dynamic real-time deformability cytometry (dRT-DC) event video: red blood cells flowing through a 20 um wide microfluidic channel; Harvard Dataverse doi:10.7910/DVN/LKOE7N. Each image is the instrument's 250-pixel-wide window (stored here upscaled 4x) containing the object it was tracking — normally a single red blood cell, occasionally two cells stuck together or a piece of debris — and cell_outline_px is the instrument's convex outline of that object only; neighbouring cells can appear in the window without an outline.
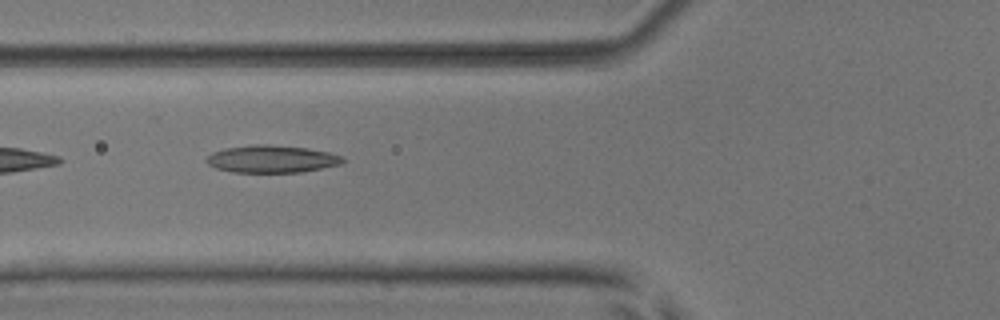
{"species": "common noctule bat (a hibernating species)", "species_latin": "Nyctalus noctula", "temperature_condition": "room temperature", "stored_images_in_passage": 8, "camera_frame_rate_fps": 3000, "um_per_image_px": 0.085, "animal": {"sex": "male", "body_mass_g": 17.9, "forearm_length_mm": 54.2}, "frame": {"image": 1, "passage_image": 5, "time_ms": 5.667, "image_size_px": [1000, 320], "cell_outline_px": [[344, 160], [340, 164], [300, 172], [232, 172], [216, 168], [208, 164], [204, 160], [212, 152], [224, 148], [252, 144], [264, 144], [308, 148], [328, 152], [344, 156]], "centroid_in_image_um": [23.06, 13.5], "position_along_channel_um": 102.7, "area_um2": 21.73}}
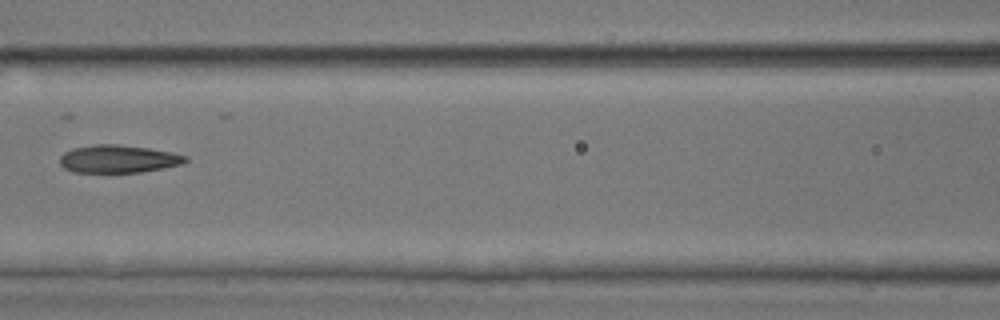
{"frame": {"image": 2, "passage_image": 6, "time_ms": 7.0, "image_size_px": [1000, 320], "cell_outline_px": [[188, 160], [184, 164], [164, 168], [140, 172], [72, 172], [64, 168], [60, 164], [60, 156], [64, 152], [72, 148], [96, 144], [116, 144], [148, 148], [172, 152], [188, 156]], "centroid_in_image_um": [10.07, 13.51], "position_along_channel_um": 156.5, "area_um2": 20.46}}
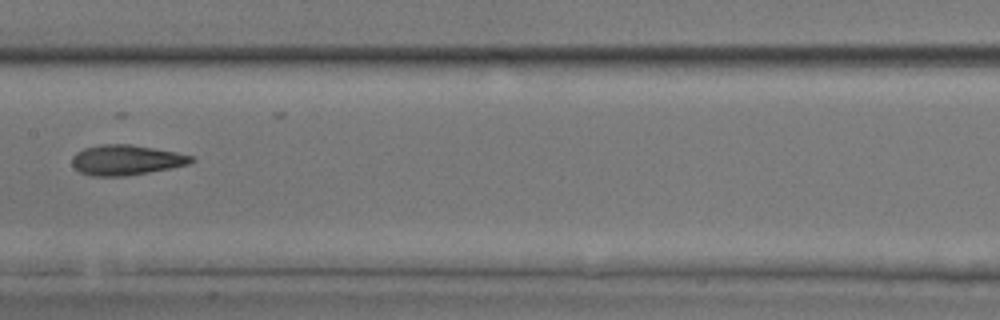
{"frame": {"image": 3, "passage_image": 7, "time_ms": 8.0, "image_size_px": [1000, 320], "cell_outline_px": [[196, 160], [188, 164], [172, 168], [124, 176], [92, 176], [80, 172], [72, 164], [72, 156], [76, 152], [84, 148], [100, 144], [128, 144], [176, 152], [192, 156]], "centroid_in_image_um": [10.71, 13.6], "position_along_channel_um": 196.7, "area_um2": 20.87}}